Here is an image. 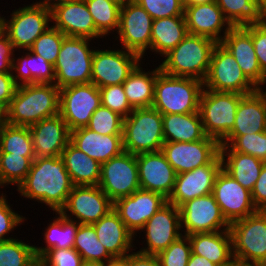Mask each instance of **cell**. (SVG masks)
<instances>
[{
	"instance_id": "49",
	"label": "cell",
	"mask_w": 266,
	"mask_h": 266,
	"mask_svg": "<svg viewBox=\"0 0 266 266\" xmlns=\"http://www.w3.org/2000/svg\"><path fill=\"white\" fill-rule=\"evenodd\" d=\"M155 19L184 15L182 0H134Z\"/></svg>"
},
{
	"instance_id": "23",
	"label": "cell",
	"mask_w": 266,
	"mask_h": 266,
	"mask_svg": "<svg viewBox=\"0 0 266 266\" xmlns=\"http://www.w3.org/2000/svg\"><path fill=\"white\" fill-rule=\"evenodd\" d=\"M52 26L68 37H84L96 40L103 36L96 30L85 0H73L59 4L51 10Z\"/></svg>"
},
{
	"instance_id": "58",
	"label": "cell",
	"mask_w": 266,
	"mask_h": 266,
	"mask_svg": "<svg viewBox=\"0 0 266 266\" xmlns=\"http://www.w3.org/2000/svg\"><path fill=\"white\" fill-rule=\"evenodd\" d=\"M69 1L73 0H39V2L36 1L35 3L33 1V4L52 10L55 6Z\"/></svg>"
},
{
	"instance_id": "7",
	"label": "cell",
	"mask_w": 266,
	"mask_h": 266,
	"mask_svg": "<svg viewBox=\"0 0 266 266\" xmlns=\"http://www.w3.org/2000/svg\"><path fill=\"white\" fill-rule=\"evenodd\" d=\"M243 94L204 89L199 114L206 136L221 143L233 129L236 110Z\"/></svg>"
},
{
	"instance_id": "63",
	"label": "cell",
	"mask_w": 266,
	"mask_h": 266,
	"mask_svg": "<svg viewBox=\"0 0 266 266\" xmlns=\"http://www.w3.org/2000/svg\"><path fill=\"white\" fill-rule=\"evenodd\" d=\"M82 266H104L103 263H99V262H87V261H84L82 263Z\"/></svg>"
},
{
	"instance_id": "5",
	"label": "cell",
	"mask_w": 266,
	"mask_h": 266,
	"mask_svg": "<svg viewBox=\"0 0 266 266\" xmlns=\"http://www.w3.org/2000/svg\"><path fill=\"white\" fill-rule=\"evenodd\" d=\"M123 149L133 155L156 152L164 144L162 113L153 107L133 109L123 119Z\"/></svg>"
},
{
	"instance_id": "52",
	"label": "cell",
	"mask_w": 266,
	"mask_h": 266,
	"mask_svg": "<svg viewBox=\"0 0 266 266\" xmlns=\"http://www.w3.org/2000/svg\"><path fill=\"white\" fill-rule=\"evenodd\" d=\"M251 36L259 67L266 75V21L260 24H251Z\"/></svg>"
},
{
	"instance_id": "69",
	"label": "cell",
	"mask_w": 266,
	"mask_h": 266,
	"mask_svg": "<svg viewBox=\"0 0 266 266\" xmlns=\"http://www.w3.org/2000/svg\"><path fill=\"white\" fill-rule=\"evenodd\" d=\"M260 266H266V261L261 262V263H260Z\"/></svg>"
},
{
	"instance_id": "3",
	"label": "cell",
	"mask_w": 266,
	"mask_h": 266,
	"mask_svg": "<svg viewBox=\"0 0 266 266\" xmlns=\"http://www.w3.org/2000/svg\"><path fill=\"white\" fill-rule=\"evenodd\" d=\"M217 43L207 37L187 34L166 55L159 67L165 74L189 77L204 82L210 67V59Z\"/></svg>"
},
{
	"instance_id": "16",
	"label": "cell",
	"mask_w": 266,
	"mask_h": 266,
	"mask_svg": "<svg viewBox=\"0 0 266 266\" xmlns=\"http://www.w3.org/2000/svg\"><path fill=\"white\" fill-rule=\"evenodd\" d=\"M112 209L113 202L99 186H73L59 212L79 224H93Z\"/></svg>"
},
{
	"instance_id": "59",
	"label": "cell",
	"mask_w": 266,
	"mask_h": 266,
	"mask_svg": "<svg viewBox=\"0 0 266 266\" xmlns=\"http://www.w3.org/2000/svg\"><path fill=\"white\" fill-rule=\"evenodd\" d=\"M7 118V107L0 102V125L6 122Z\"/></svg>"
},
{
	"instance_id": "54",
	"label": "cell",
	"mask_w": 266,
	"mask_h": 266,
	"mask_svg": "<svg viewBox=\"0 0 266 266\" xmlns=\"http://www.w3.org/2000/svg\"><path fill=\"white\" fill-rule=\"evenodd\" d=\"M124 266H161L157 255L146 254L140 251L128 253L119 260Z\"/></svg>"
},
{
	"instance_id": "37",
	"label": "cell",
	"mask_w": 266,
	"mask_h": 266,
	"mask_svg": "<svg viewBox=\"0 0 266 266\" xmlns=\"http://www.w3.org/2000/svg\"><path fill=\"white\" fill-rule=\"evenodd\" d=\"M57 216L47 224L45 228L44 240L46 246H34L36 258H40L49 249L73 248L79 223L63 216L59 211ZM57 217V218H56Z\"/></svg>"
},
{
	"instance_id": "43",
	"label": "cell",
	"mask_w": 266,
	"mask_h": 266,
	"mask_svg": "<svg viewBox=\"0 0 266 266\" xmlns=\"http://www.w3.org/2000/svg\"><path fill=\"white\" fill-rule=\"evenodd\" d=\"M34 246L18 238L0 241V266H29L37 259Z\"/></svg>"
},
{
	"instance_id": "55",
	"label": "cell",
	"mask_w": 266,
	"mask_h": 266,
	"mask_svg": "<svg viewBox=\"0 0 266 266\" xmlns=\"http://www.w3.org/2000/svg\"><path fill=\"white\" fill-rule=\"evenodd\" d=\"M14 46L9 37L5 34L0 38V73L11 72L14 59Z\"/></svg>"
},
{
	"instance_id": "48",
	"label": "cell",
	"mask_w": 266,
	"mask_h": 266,
	"mask_svg": "<svg viewBox=\"0 0 266 266\" xmlns=\"http://www.w3.org/2000/svg\"><path fill=\"white\" fill-rule=\"evenodd\" d=\"M99 90L102 106L118 113L123 118H126L133 111L122 84L104 86Z\"/></svg>"
},
{
	"instance_id": "40",
	"label": "cell",
	"mask_w": 266,
	"mask_h": 266,
	"mask_svg": "<svg viewBox=\"0 0 266 266\" xmlns=\"http://www.w3.org/2000/svg\"><path fill=\"white\" fill-rule=\"evenodd\" d=\"M0 153H11L24 157H36L29 127L0 125Z\"/></svg>"
},
{
	"instance_id": "6",
	"label": "cell",
	"mask_w": 266,
	"mask_h": 266,
	"mask_svg": "<svg viewBox=\"0 0 266 266\" xmlns=\"http://www.w3.org/2000/svg\"><path fill=\"white\" fill-rule=\"evenodd\" d=\"M91 40L84 37L68 36L63 39L57 61L54 64V84L59 89L73 84L91 83L94 54L93 47H90Z\"/></svg>"
},
{
	"instance_id": "24",
	"label": "cell",
	"mask_w": 266,
	"mask_h": 266,
	"mask_svg": "<svg viewBox=\"0 0 266 266\" xmlns=\"http://www.w3.org/2000/svg\"><path fill=\"white\" fill-rule=\"evenodd\" d=\"M221 44L227 48L246 77L257 87L266 84V75L258 64L251 36V25L233 26L224 36Z\"/></svg>"
},
{
	"instance_id": "18",
	"label": "cell",
	"mask_w": 266,
	"mask_h": 266,
	"mask_svg": "<svg viewBox=\"0 0 266 266\" xmlns=\"http://www.w3.org/2000/svg\"><path fill=\"white\" fill-rule=\"evenodd\" d=\"M145 233V247L140 252L158 255L171 243L180 238L181 229L179 208L167 202L144 225L138 234ZM147 244V245H146Z\"/></svg>"
},
{
	"instance_id": "47",
	"label": "cell",
	"mask_w": 266,
	"mask_h": 266,
	"mask_svg": "<svg viewBox=\"0 0 266 266\" xmlns=\"http://www.w3.org/2000/svg\"><path fill=\"white\" fill-rule=\"evenodd\" d=\"M191 252L188 236L182 235L160 252L157 257L161 266H187Z\"/></svg>"
},
{
	"instance_id": "67",
	"label": "cell",
	"mask_w": 266,
	"mask_h": 266,
	"mask_svg": "<svg viewBox=\"0 0 266 266\" xmlns=\"http://www.w3.org/2000/svg\"><path fill=\"white\" fill-rule=\"evenodd\" d=\"M111 1H113L115 3H118V4H120L122 6L123 4H125L129 0H111Z\"/></svg>"
},
{
	"instance_id": "12",
	"label": "cell",
	"mask_w": 266,
	"mask_h": 266,
	"mask_svg": "<svg viewBox=\"0 0 266 266\" xmlns=\"http://www.w3.org/2000/svg\"><path fill=\"white\" fill-rule=\"evenodd\" d=\"M98 186L114 203L140 189L136 155L123 151L101 164Z\"/></svg>"
},
{
	"instance_id": "64",
	"label": "cell",
	"mask_w": 266,
	"mask_h": 266,
	"mask_svg": "<svg viewBox=\"0 0 266 266\" xmlns=\"http://www.w3.org/2000/svg\"><path fill=\"white\" fill-rule=\"evenodd\" d=\"M29 266H45V264L39 258H37Z\"/></svg>"
},
{
	"instance_id": "25",
	"label": "cell",
	"mask_w": 266,
	"mask_h": 266,
	"mask_svg": "<svg viewBox=\"0 0 266 266\" xmlns=\"http://www.w3.org/2000/svg\"><path fill=\"white\" fill-rule=\"evenodd\" d=\"M184 17L188 34L204 36L216 43H221L224 36L233 27L225 18L216 1L184 5Z\"/></svg>"
},
{
	"instance_id": "34",
	"label": "cell",
	"mask_w": 266,
	"mask_h": 266,
	"mask_svg": "<svg viewBox=\"0 0 266 266\" xmlns=\"http://www.w3.org/2000/svg\"><path fill=\"white\" fill-rule=\"evenodd\" d=\"M187 34L188 30L184 15L155 19L152 22L151 47L149 51L163 57L174 49Z\"/></svg>"
},
{
	"instance_id": "19",
	"label": "cell",
	"mask_w": 266,
	"mask_h": 266,
	"mask_svg": "<svg viewBox=\"0 0 266 266\" xmlns=\"http://www.w3.org/2000/svg\"><path fill=\"white\" fill-rule=\"evenodd\" d=\"M212 194L229 223L246 218L257 208L251 198V192L242 187L223 168L217 174Z\"/></svg>"
},
{
	"instance_id": "4",
	"label": "cell",
	"mask_w": 266,
	"mask_h": 266,
	"mask_svg": "<svg viewBox=\"0 0 266 266\" xmlns=\"http://www.w3.org/2000/svg\"><path fill=\"white\" fill-rule=\"evenodd\" d=\"M203 88L202 81L165 74L158 65L152 107L162 114L199 112Z\"/></svg>"
},
{
	"instance_id": "57",
	"label": "cell",
	"mask_w": 266,
	"mask_h": 266,
	"mask_svg": "<svg viewBox=\"0 0 266 266\" xmlns=\"http://www.w3.org/2000/svg\"><path fill=\"white\" fill-rule=\"evenodd\" d=\"M187 266H218L205 257L198 256L191 252Z\"/></svg>"
},
{
	"instance_id": "8",
	"label": "cell",
	"mask_w": 266,
	"mask_h": 266,
	"mask_svg": "<svg viewBox=\"0 0 266 266\" xmlns=\"http://www.w3.org/2000/svg\"><path fill=\"white\" fill-rule=\"evenodd\" d=\"M229 230L234 259L253 264L266 261V210L230 223Z\"/></svg>"
},
{
	"instance_id": "39",
	"label": "cell",
	"mask_w": 266,
	"mask_h": 266,
	"mask_svg": "<svg viewBox=\"0 0 266 266\" xmlns=\"http://www.w3.org/2000/svg\"><path fill=\"white\" fill-rule=\"evenodd\" d=\"M74 249L87 262H99L109 264L116 259L98 240L95 228L92 224H79L75 237Z\"/></svg>"
},
{
	"instance_id": "60",
	"label": "cell",
	"mask_w": 266,
	"mask_h": 266,
	"mask_svg": "<svg viewBox=\"0 0 266 266\" xmlns=\"http://www.w3.org/2000/svg\"><path fill=\"white\" fill-rule=\"evenodd\" d=\"M184 5H196L203 3H210L215 0H182Z\"/></svg>"
},
{
	"instance_id": "46",
	"label": "cell",
	"mask_w": 266,
	"mask_h": 266,
	"mask_svg": "<svg viewBox=\"0 0 266 266\" xmlns=\"http://www.w3.org/2000/svg\"><path fill=\"white\" fill-rule=\"evenodd\" d=\"M65 37L59 29L50 26L35 40L29 50L34 54L42 56L46 61L54 65Z\"/></svg>"
},
{
	"instance_id": "66",
	"label": "cell",
	"mask_w": 266,
	"mask_h": 266,
	"mask_svg": "<svg viewBox=\"0 0 266 266\" xmlns=\"http://www.w3.org/2000/svg\"><path fill=\"white\" fill-rule=\"evenodd\" d=\"M104 266H124L119 260H116L113 263L104 264Z\"/></svg>"
},
{
	"instance_id": "62",
	"label": "cell",
	"mask_w": 266,
	"mask_h": 266,
	"mask_svg": "<svg viewBox=\"0 0 266 266\" xmlns=\"http://www.w3.org/2000/svg\"><path fill=\"white\" fill-rule=\"evenodd\" d=\"M260 10L266 14V0H258Z\"/></svg>"
},
{
	"instance_id": "51",
	"label": "cell",
	"mask_w": 266,
	"mask_h": 266,
	"mask_svg": "<svg viewBox=\"0 0 266 266\" xmlns=\"http://www.w3.org/2000/svg\"><path fill=\"white\" fill-rule=\"evenodd\" d=\"M39 259L45 266H82L84 262L74 248L49 249Z\"/></svg>"
},
{
	"instance_id": "17",
	"label": "cell",
	"mask_w": 266,
	"mask_h": 266,
	"mask_svg": "<svg viewBox=\"0 0 266 266\" xmlns=\"http://www.w3.org/2000/svg\"><path fill=\"white\" fill-rule=\"evenodd\" d=\"M161 151L177 174L211 164L220 155V143L206 136L194 142H164Z\"/></svg>"
},
{
	"instance_id": "61",
	"label": "cell",
	"mask_w": 266,
	"mask_h": 266,
	"mask_svg": "<svg viewBox=\"0 0 266 266\" xmlns=\"http://www.w3.org/2000/svg\"><path fill=\"white\" fill-rule=\"evenodd\" d=\"M0 15V38L3 37L6 32H5V17Z\"/></svg>"
},
{
	"instance_id": "30",
	"label": "cell",
	"mask_w": 266,
	"mask_h": 266,
	"mask_svg": "<svg viewBox=\"0 0 266 266\" xmlns=\"http://www.w3.org/2000/svg\"><path fill=\"white\" fill-rule=\"evenodd\" d=\"M193 254L223 266L234 260L230 230L188 235Z\"/></svg>"
},
{
	"instance_id": "26",
	"label": "cell",
	"mask_w": 266,
	"mask_h": 266,
	"mask_svg": "<svg viewBox=\"0 0 266 266\" xmlns=\"http://www.w3.org/2000/svg\"><path fill=\"white\" fill-rule=\"evenodd\" d=\"M29 128L36 158L61 156L70 141V131L59 114Z\"/></svg>"
},
{
	"instance_id": "65",
	"label": "cell",
	"mask_w": 266,
	"mask_h": 266,
	"mask_svg": "<svg viewBox=\"0 0 266 266\" xmlns=\"http://www.w3.org/2000/svg\"><path fill=\"white\" fill-rule=\"evenodd\" d=\"M236 266H260V264L242 263L236 260Z\"/></svg>"
},
{
	"instance_id": "21",
	"label": "cell",
	"mask_w": 266,
	"mask_h": 266,
	"mask_svg": "<svg viewBox=\"0 0 266 266\" xmlns=\"http://www.w3.org/2000/svg\"><path fill=\"white\" fill-rule=\"evenodd\" d=\"M221 169L222 159L219 155L211 164L177 174L174 190L168 202L179 208L188 200L211 194L216 176Z\"/></svg>"
},
{
	"instance_id": "31",
	"label": "cell",
	"mask_w": 266,
	"mask_h": 266,
	"mask_svg": "<svg viewBox=\"0 0 266 266\" xmlns=\"http://www.w3.org/2000/svg\"><path fill=\"white\" fill-rule=\"evenodd\" d=\"M220 156L222 168L251 192L266 162L248 154L235 152L228 145H220Z\"/></svg>"
},
{
	"instance_id": "1",
	"label": "cell",
	"mask_w": 266,
	"mask_h": 266,
	"mask_svg": "<svg viewBox=\"0 0 266 266\" xmlns=\"http://www.w3.org/2000/svg\"><path fill=\"white\" fill-rule=\"evenodd\" d=\"M73 186L61 156L37 157L17 191L21 197L44 203L57 212L65 205Z\"/></svg>"
},
{
	"instance_id": "9",
	"label": "cell",
	"mask_w": 266,
	"mask_h": 266,
	"mask_svg": "<svg viewBox=\"0 0 266 266\" xmlns=\"http://www.w3.org/2000/svg\"><path fill=\"white\" fill-rule=\"evenodd\" d=\"M203 85L204 89L243 95L258 89L243 73L231 52L221 43L213 48Z\"/></svg>"
},
{
	"instance_id": "27",
	"label": "cell",
	"mask_w": 266,
	"mask_h": 266,
	"mask_svg": "<svg viewBox=\"0 0 266 266\" xmlns=\"http://www.w3.org/2000/svg\"><path fill=\"white\" fill-rule=\"evenodd\" d=\"M92 225L98 240L116 260H120L132 250H136L133 249L136 247L133 244L135 243V235L126 228L114 209Z\"/></svg>"
},
{
	"instance_id": "42",
	"label": "cell",
	"mask_w": 266,
	"mask_h": 266,
	"mask_svg": "<svg viewBox=\"0 0 266 266\" xmlns=\"http://www.w3.org/2000/svg\"><path fill=\"white\" fill-rule=\"evenodd\" d=\"M36 157H24L11 153H0V188L18 186L25 180Z\"/></svg>"
},
{
	"instance_id": "29",
	"label": "cell",
	"mask_w": 266,
	"mask_h": 266,
	"mask_svg": "<svg viewBox=\"0 0 266 266\" xmlns=\"http://www.w3.org/2000/svg\"><path fill=\"white\" fill-rule=\"evenodd\" d=\"M266 131V90L258 88L240 100L233 129L228 135H245Z\"/></svg>"
},
{
	"instance_id": "38",
	"label": "cell",
	"mask_w": 266,
	"mask_h": 266,
	"mask_svg": "<svg viewBox=\"0 0 266 266\" xmlns=\"http://www.w3.org/2000/svg\"><path fill=\"white\" fill-rule=\"evenodd\" d=\"M232 26H247L265 21L258 0H215Z\"/></svg>"
},
{
	"instance_id": "2",
	"label": "cell",
	"mask_w": 266,
	"mask_h": 266,
	"mask_svg": "<svg viewBox=\"0 0 266 266\" xmlns=\"http://www.w3.org/2000/svg\"><path fill=\"white\" fill-rule=\"evenodd\" d=\"M60 89L56 84H28L18 86L7 107L6 122L30 127L59 114Z\"/></svg>"
},
{
	"instance_id": "14",
	"label": "cell",
	"mask_w": 266,
	"mask_h": 266,
	"mask_svg": "<svg viewBox=\"0 0 266 266\" xmlns=\"http://www.w3.org/2000/svg\"><path fill=\"white\" fill-rule=\"evenodd\" d=\"M179 211L183 235L218 232L230 228V223L223 216L212 193L186 201L179 207Z\"/></svg>"
},
{
	"instance_id": "10",
	"label": "cell",
	"mask_w": 266,
	"mask_h": 266,
	"mask_svg": "<svg viewBox=\"0 0 266 266\" xmlns=\"http://www.w3.org/2000/svg\"><path fill=\"white\" fill-rule=\"evenodd\" d=\"M5 18V32L12 42L14 49L29 50L35 40L52 24L51 10L35 4L24 5L15 9Z\"/></svg>"
},
{
	"instance_id": "33",
	"label": "cell",
	"mask_w": 266,
	"mask_h": 266,
	"mask_svg": "<svg viewBox=\"0 0 266 266\" xmlns=\"http://www.w3.org/2000/svg\"><path fill=\"white\" fill-rule=\"evenodd\" d=\"M65 168L74 186H98L101 164L87 156L70 141L61 154Z\"/></svg>"
},
{
	"instance_id": "20",
	"label": "cell",
	"mask_w": 266,
	"mask_h": 266,
	"mask_svg": "<svg viewBox=\"0 0 266 266\" xmlns=\"http://www.w3.org/2000/svg\"><path fill=\"white\" fill-rule=\"evenodd\" d=\"M163 195L139 189L133 194L117 199L113 209L119 214L126 228L135 236L145 223L166 203Z\"/></svg>"
},
{
	"instance_id": "36",
	"label": "cell",
	"mask_w": 266,
	"mask_h": 266,
	"mask_svg": "<svg viewBox=\"0 0 266 266\" xmlns=\"http://www.w3.org/2000/svg\"><path fill=\"white\" fill-rule=\"evenodd\" d=\"M139 63L122 84L132 109L150 108L154 100L157 67L146 72Z\"/></svg>"
},
{
	"instance_id": "28",
	"label": "cell",
	"mask_w": 266,
	"mask_h": 266,
	"mask_svg": "<svg viewBox=\"0 0 266 266\" xmlns=\"http://www.w3.org/2000/svg\"><path fill=\"white\" fill-rule=\"evenodd\" d=\"M70 142L100 164L124 151L122 135H101L87 127L71 131Z\"/></svg>"
},
{
	"instance_id": "15",
	"label": "cell",
	"mask_w": 266,
	"mask_h": 266,
	"mask_svg": "<svg viewBox=\"0 0 266 266\" xmlns=\"http://www.w3.org/2000/svg\"><path fill=\"white\" fill-rule=\"evenodd\" d=\"M122 49L94 50L91 83L98 88L123 84L134 68L143 63L139 55Z\"/></svg>"
},
{
	"instance_id": "53",
	"label": "cell",
	"mask_w": 266,
	"mask_h": 266,
	"mask_svg": "<svg viewBox=\"0 0 266 266\" xmlns=\"http://www.w3.org/2000/svg\"><path fill=\"white\" fill-rule=\"evenodd\" d=\"M251 198L257 210H266V163L263 165L260 176L251 191Z\"/></svg>"
},
{
	"instance_id": "32",
	"label": "cell",
	"mask_w": 266,
	"mask_h": 266,
	"mask_svg": "<svg viewBox=\"0 0 266 266\" xmlns=\"http://www.w3.org/2000/svg\"><path fill=\"white\" fill-rule=\"evenodd\" d=\"M24 51H27V53ZM23 53L25 55L14 57L12 62L11 74L16 85L54 84V65L30 50H23Z\"/></svg>"
},
{
	"instance_id": "56",
	"label": "cell",
	"mask_w": 266,
	"mask_h": 266,
	"mask_svg": "<svg viewBox=\"0 0 266 266\" xmlns=\"http://www.w3.org/2000/svg\"><path fill=\"white\" fill-rule=\"evenodd\" d=\"M17 87L11 72L0 73V102L6 107L14 97Z\"/></svg>"
},
{
	"instance_id": "11",
	"label": "cell",
	"mask_w": 266,
	"mask_h": 266,
	"mask_svg": "<svg viewBox=\"0 0 266 266\" xmlns=\"http://www.w3.org/2000/svg\"><path fill=\"white\" fill-rule=\"evenodd\" d=\"M100 105V90L93 83L73 84L60 88L59 115L70 132L86 127Z\"/></svg>"
},
{
	"instance_id": "22",
	"label": "cell",
	"mask_w": 266,
	"mask_h": 266,
	"mask_svg": "<svg viewBox=\"0 0 266 266\" xmlns=\"http://www.w3.org/2000/svg\"><path fill=\"white\" fill-rule=\"evenodd\" d=\"M138 164L140 189L152 191L169 199L177 173L167 162L166 156L160 151L136 155Z\"/></svg>"
},
{
	"instance_id": "41",
	"label": "cell",
	"mask_w": 266,
	"mask_h": 266,
	"mask_svg": "<svg viewBox=\"0 0 266 266\" xmlns=\"http://www.w3.org/2000/svg\"><path fill=\"white\" fill-rule=\"evenodd\" d=\"M96 30L103 36L119 29L121 5L111 0H85Z\"/></svg>"
},
{
	"instance_id": "50",
	"label": "cell",
	"mask_w": 266,
	"mask_h": 266,
	"mask_svg": "<svg viewBox=\"0 0 266 266\" xmlns=\"http://www.w3.org/2000/svg\"><path fill=\"white\" fill-rule=\"evenodd\" d=\"M26 217L18 214L11 208L7 195H0V241L14 239L7 234L16 230V227L24 223ZM15 228V229H14Z\"/></svg>"
},
{
	"instance_id": "68",
	"label": "cell",
	"mask_w": 266,
	"mask_h": 266,
	"mask_svg": "<svg viewBox=\"0 0 266 266\" xmlns=\"http://www.w3.org/2000/svg\"><path fill=\"white\" fill-rule=\"evenodd\" d=\"M223 266H236V259H234L233 261H231L230 263L223 265Z\"/></svg>"
},
{
	"instance_id": "45",
	"label": "cell",
	"mask_w": 266,
	"mask_h": 266,
	"mask_svg": "<svg viewBox=\"0 0 266 266\" xmlns=\"http://www.w3.org/2000/svg\"><path fill=\"white\" fill-rule=\"evenodd\" d=\"M123 119L118 113L100 105L86 127L101 135H122Z\"/></svg>"
},
{
	"instance_id": "44",
	"label": "cell",
	"mask_w": 266,
	"mask_h": 266,
	"mask_svg": "<svg viewBox=\"0 0 266 266\" xmlns=\"http://www.w3.org/2000/svg\"><path fill=\"white\" fill-rule=\"evenodd\" d=\"M220 145H228L235 152L248 154L266 162V131L245 135H227Z\"/></svg>"
},
{
	"instance_id": "13",
	"label": "cell",
	"mask_w": 266,
	"mask_h": 266,
	"mask_svg": "<svg viewBox=\"0 0 266 266\" xmlns=\"http://www.w3.org/2000/svg\"><path fill=\"white\" fill-rule=\"evenodd\" d=\"M152 17L134 0H129L120 8L119 29L117 31L121 48L136 53L141 58L151 47Z\"/></svg>"
},
{
	"instance_id": "35",
	"label": "cell",
	"mask_w": 266,
	"mask_h": 266,
	"mask_svg": "<svg viewBox=\"0 0 266 266\" xmlns=\"http://www.w3.org/2000/svg\"><path fill=\"white\" fill-rule=\"evenodd\" d=\"M164 142H194L206 137L199 112L162 114Z\"/></svg>"
}]
</instances>
